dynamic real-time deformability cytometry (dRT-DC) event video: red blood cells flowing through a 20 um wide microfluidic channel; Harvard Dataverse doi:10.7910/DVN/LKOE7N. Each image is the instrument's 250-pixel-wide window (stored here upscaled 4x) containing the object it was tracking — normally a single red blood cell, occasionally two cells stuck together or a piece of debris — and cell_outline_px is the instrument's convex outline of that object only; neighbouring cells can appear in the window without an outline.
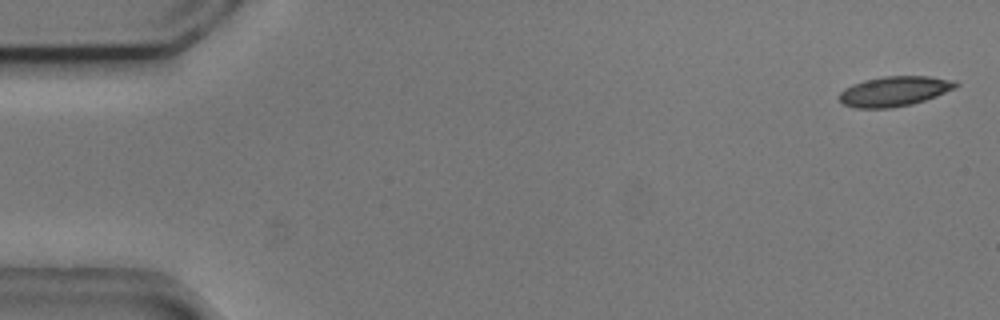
{"species": "common noctule bat (a hibernating species)", "species_latin": "Nyctalus noctula", "temperature_condition": "cold", "stored_images_in_passage": 5, "camera_frame_rate_fps": 3000, "um_per_image_px": 0.085, "animal": {"sex": "male", "body_mass_g": 20.5, "forearm_length_mm": 52.5}, "frame": {"image": 1, "passage_image": 1, "time_ms": 0.0, "image_size_px": [1000, 320], "cell_outline_px": [[960, 84], [956, 88], [936, 96], [912, 104], [892, 108], [856, 108], [844, 104], [840, 100], [840, 92], [844, 88], [852, 84], [864, 80], [884, 76], [928, 76], [956, 80]], "centroid_in_image_um": [76.05, 7.75], "position_along_channel_um": 9.0, "area_um2": 20.4}}